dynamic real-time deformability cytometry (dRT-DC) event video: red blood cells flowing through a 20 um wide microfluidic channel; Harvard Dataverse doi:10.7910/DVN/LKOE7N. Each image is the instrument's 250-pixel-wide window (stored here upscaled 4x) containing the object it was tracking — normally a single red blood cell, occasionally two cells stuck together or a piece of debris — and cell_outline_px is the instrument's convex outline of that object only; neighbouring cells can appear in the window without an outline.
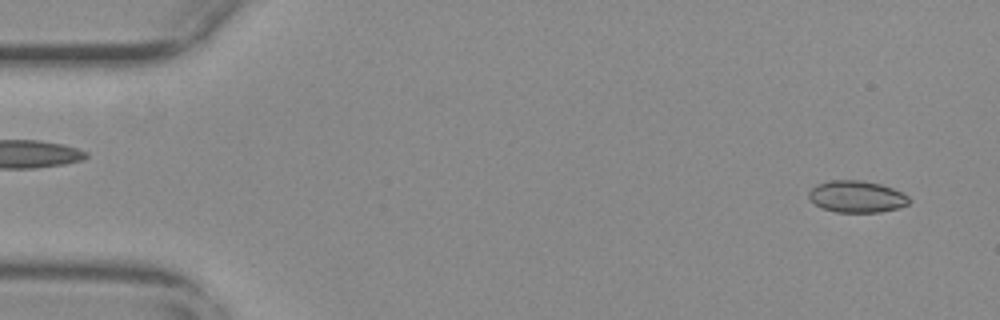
{"species": "common noctule bat (a hibernating species)", "species_latin": "Nyctalus noctula", "temperature_condition": "warm", "stored_images_in_passage": 56, "camera_frame_rate_fps": 3000, "um_per_image_px": 0.085, "animal": {"sex": "female", "body_mass_g": 29.2, "forearm_length_mm": 56.3}, "frame": {"image": 1, "passage_image": 3, "time_ms": 0.667, "image_size_px": [1000, 320], "cell_outline_px": [[908, 204], [900, 208], [880, 212], [836, 212], [824, 208], [816, 204], [808, 196], [808, 192], [816, 184], [832, 180], [864, 180], [880, 184], [892, 188], [908, 196]], "centroid_in_image_um": [72.82, 16.71], "position_along_channel_um": 12.2, "area_um2": 18.44}}
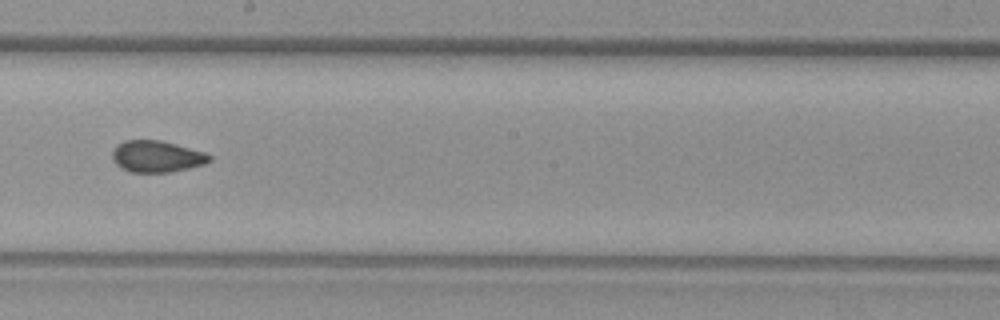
{"frame": {"image": 2, "passage_image": 31, "time_ms": 10.0, "image_size_px": [1000, 320], "cell_outline_px": [[212, 160], [204, 164], [188, 168], [168, 172], [128, 172], [120, 168], [112, 160], [112, 152], [116, 144], [124, 140], [160, 140], [176, 144], [204, 152], [212, 156]], "centroid_in_image_um": [13.28, 13.29], "position_along_channel_um": 234.9, "area_um2": 17.98}}
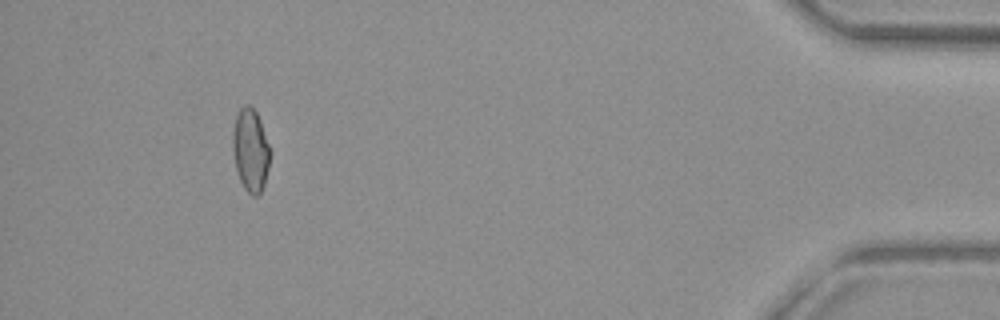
{"frame": {"image": 3, "passage_image": 51, "time_ms": 16.667, "image_size_px": [1000, 320], "cell_outline_px": [[268, 168], [264, 184], [260, 192], [256, 196], [252, 196], [244, 188], [240, 180], [236, 168], [232, 152], [232, 132], [236, 116], [240, 108], [244, 104], [248, 104], [256, 112], [268, 144]], "centroid_in_image_um": [21.25, 12.76], "position_along_channel_um": 414.0, "area_um2": 17.63}, "authors_computed_cell_mechanics": {"area_um2": 18.0625, "velocity_mm_per_s": 3.7263, "shape_relaxation_time_tau1_ms": null, "shape_relaxation_time_tau2_ms": 1.8743, "deformation_change_tau1": null, "deformation_change_tau2": 0.0723}}